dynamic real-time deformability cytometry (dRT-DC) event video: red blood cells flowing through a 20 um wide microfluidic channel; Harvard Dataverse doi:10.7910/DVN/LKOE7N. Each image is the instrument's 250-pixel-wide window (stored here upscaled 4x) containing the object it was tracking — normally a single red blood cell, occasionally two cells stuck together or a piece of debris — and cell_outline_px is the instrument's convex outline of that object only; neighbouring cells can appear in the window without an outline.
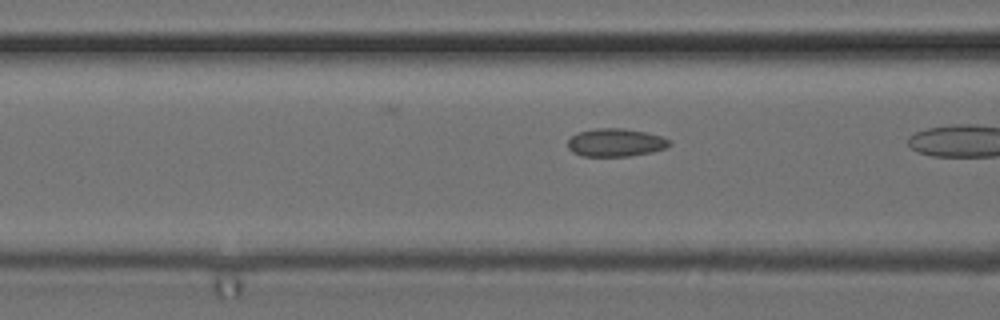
{"species": "common noctule bat (a hibernating species)", "species_latin": "Nyctalus noctula", "temperature_condition": "cold", "stored_images_in_passage": 6, "camera_frame_rate_fps": 3000, "um_per_image_px": 0.085, "animal": {"sex": "female", "body_mass_g": 24.6, "forearm_length_mm": 56.2}, "frame": {"image": 1, "passage_image": 5, "time_ms": 1.333, "image_size_px": [1000, 320], "cell_outline_px": [[672, 144], [664, 148], [652, 152], [628, 156], [584, 156], [572, 152], [568, 148], [568, 140], [572, 136], [580, 132], [596, 128], [624, 128], [644, 132], [660, 136], [668, 140]], "centroid_in_image_um": [52.31, 12.12], "position_along_channel_um": 114.3, "area_um2": 16.42}}